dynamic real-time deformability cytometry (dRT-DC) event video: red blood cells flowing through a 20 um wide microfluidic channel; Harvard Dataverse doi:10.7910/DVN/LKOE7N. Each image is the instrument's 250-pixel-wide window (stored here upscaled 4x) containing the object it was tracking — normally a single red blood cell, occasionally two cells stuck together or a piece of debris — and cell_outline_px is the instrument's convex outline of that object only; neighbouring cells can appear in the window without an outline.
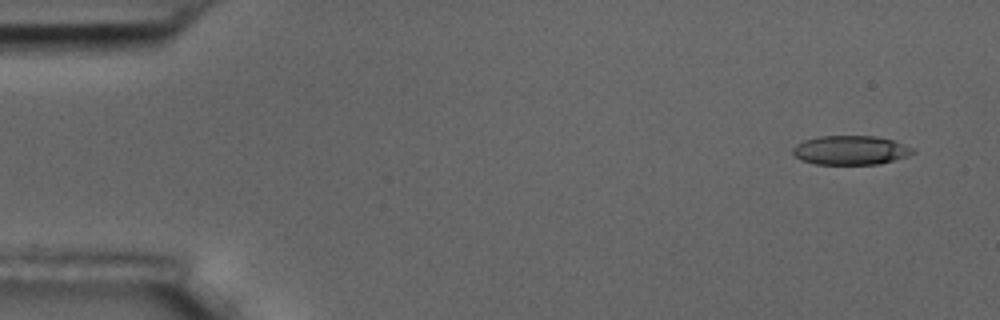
{"species": "common noctule bat (a hibernating species)", "species_latin": "Nyctalus noctula", "temperature_condition": "room temperature", "stored_images_in_passage": 5, "camera_frame_rate_fps": 3000, "um_per_image_px": 0.085, "animal": {"sex": "male", "body_mass_g": 17.5, "forearm_length_mm": 52.3}, "frame": {"image": 1, "passage_image": 1, "time_ms": 0.0, "image_size_px": [1000, 320], "cell_outline_px": [[916, 152], [908, 156], [880, 164], [816, 164], [800, 160], [792, 152], [792, 148], [796, 144], [804, 140], [820, 136], [876, 136], [896, 140], [912, 148]], "centroid_in_image_um": [72.31, 12.76], "position_along_channel_um": 12.7, "area_um2": 20.52}}
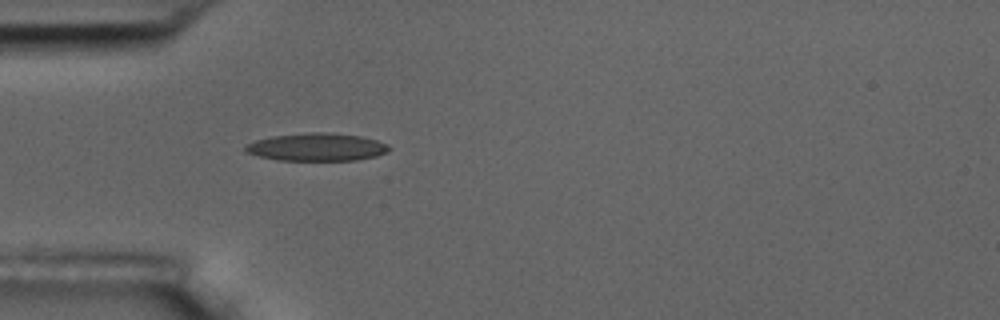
{"frame": {"image": 2, "passage_image": 5, "time_ms": 4.333, "image_size_px": [1000, 320], "cell_outline_px": [[392, 148], [388, 152], [376, 156], [356, 160], [280, 160], [260, 156], [244, 152], [244, 148], [248, 144], [256, 140], [272, 136], [312, 132], [332, 132], [360, 136], [376, 140], [388, 144]], "centroid_in_image_um": [26.97, 12.49], "position_along_channel_um": 58.0, "area_um2": 23.24}}